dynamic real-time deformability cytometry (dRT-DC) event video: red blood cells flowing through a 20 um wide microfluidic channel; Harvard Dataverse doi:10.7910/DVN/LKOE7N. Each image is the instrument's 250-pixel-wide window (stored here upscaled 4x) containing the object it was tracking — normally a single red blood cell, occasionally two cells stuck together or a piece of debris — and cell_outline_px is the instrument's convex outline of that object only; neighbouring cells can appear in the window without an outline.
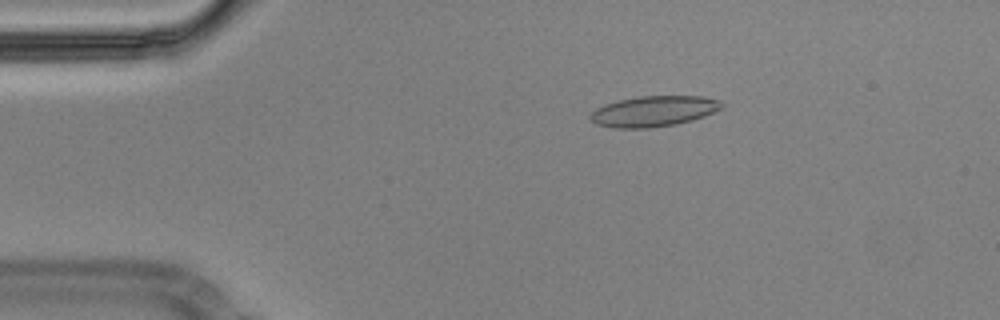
{"species": "Egyptian fruit bat (a non-hibernating species)", "species_latin": "Rousettus aegyptiacus", "temperature_condition": "cold", "stored_images_in_passage": 52, "camera_frame_rate_fps": 3000, "um_per_image_px": 0.085, "animal": {"sex": "male"}, "frame": {"image": 1, "passage_image": 6, "time_ms": 1.667, "image_size_px": [1000, 320], "cell_outline_px": [[724, 104], [720, 108], [704, 116], [692, 120], [676, 124], [648, 128], [612, 128], [596, 124], [588, 116], [596, 108], [604, 104], [616, 100], [640, 96], [700, 96], [720, 100]], "centroid_in_image_um": [55.52, 9.45], "position_along_channel_um": 29.5, "area_um2": 23.47}}
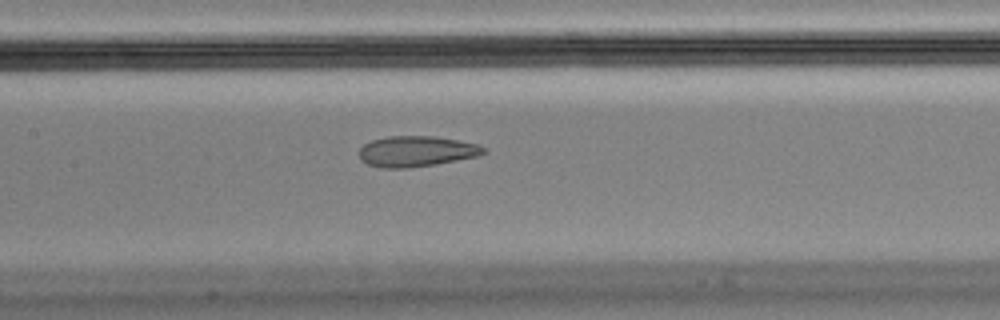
{"frame": {"image": 2, "passage_image": 22, "time_ms": 7.0, "image_size_px": [1000, 320], "cell_outline_px": [[488, 152], [476, 156], [436, 164], [408, 168], [380, 168], [368, 164], [360, 160], [360, 148], [364, 144], [372, 140], [388, 136], [436, 136], [480, 144]], "centroid_in_image_um": [35.39, 12.86], "position_along_channel_um": 172.0, "area_um2": 22.31}}
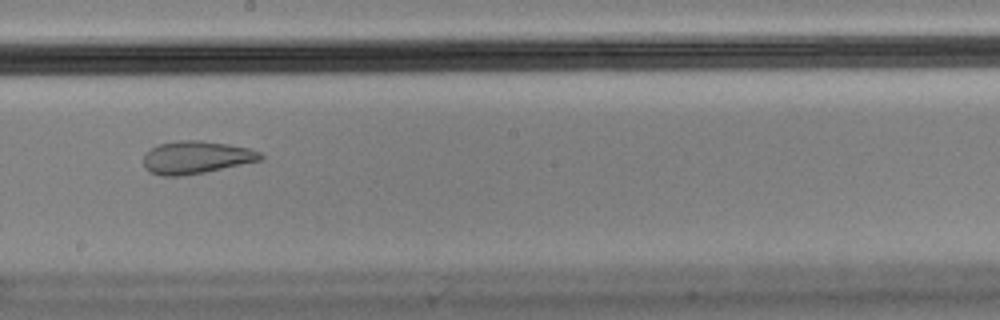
{"frame": {"image": 3, "passage_image": 27, "time_ms": 8.667, "image_size_px": [1000, 320], "cell_outline_px": [[264, 160], [184, 176], [164, 176], [148, 172], [144, 168], [144, 152], [156, 144], [176, 140], [200, 140], [228, 144], [252, 148], [260, 152], [264, 156]], "centroid_in_image_um": [16.67, 13.37], "position_along_channel_um": 231.5, "area_um2": 22.77}, "authors_computed_cell_mechanics": {"area_um2": 23.409, "velocity_mm_per_s": 3.5955, "shape_relaxation_time_tau1_ms": null, "shape_relaxation_time_tau2_ms": 1.6376, "deformation_change_tau1": null, "deformation_change_tau2": 0.0723}}